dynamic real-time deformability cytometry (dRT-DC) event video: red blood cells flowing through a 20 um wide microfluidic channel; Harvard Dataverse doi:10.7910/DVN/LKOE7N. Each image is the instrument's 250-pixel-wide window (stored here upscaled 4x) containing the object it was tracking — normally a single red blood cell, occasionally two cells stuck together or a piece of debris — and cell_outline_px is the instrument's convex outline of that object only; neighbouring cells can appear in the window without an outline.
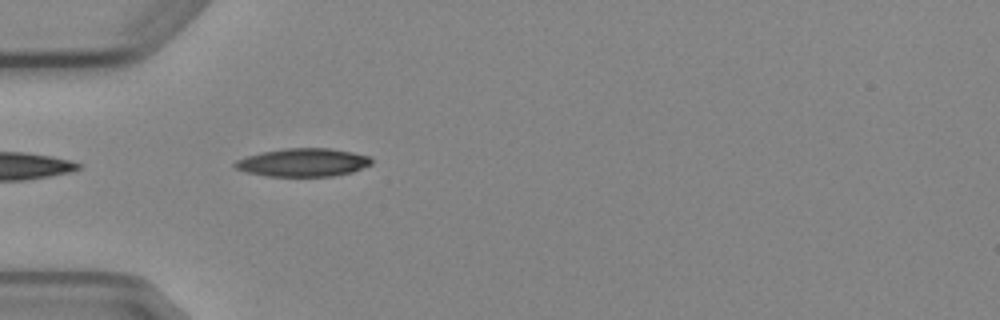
{"species": "Egyptian fruit bat (a non-hibernating species)", "species_latin": "Rousettus aegyptiacus", "temperature_condition": "cold", "stored_images_in_passage": 4, "camera_frame_rate_fps": 3000, "um_per_image_px": 0.085, "animal": {"sex": "female"}, "frame": {"image": 1, "passage_image": 4, "time_ms": 4.333, "image_size_px": [1000, 320], "cell_outline_px": [[372, 164], [352, 172], [332, 176], [264, 176], [248, 172], [236, 168], [232, 164], [236, 160], [248, 156], [264, 152], [288, 148], [328, 148], [352, 152], [368, 156], [372, 160]], "centroid_in_image_um": [25.77, 13.81], "position_along_channel_um": 59.2, "area_um2": 22.2}}